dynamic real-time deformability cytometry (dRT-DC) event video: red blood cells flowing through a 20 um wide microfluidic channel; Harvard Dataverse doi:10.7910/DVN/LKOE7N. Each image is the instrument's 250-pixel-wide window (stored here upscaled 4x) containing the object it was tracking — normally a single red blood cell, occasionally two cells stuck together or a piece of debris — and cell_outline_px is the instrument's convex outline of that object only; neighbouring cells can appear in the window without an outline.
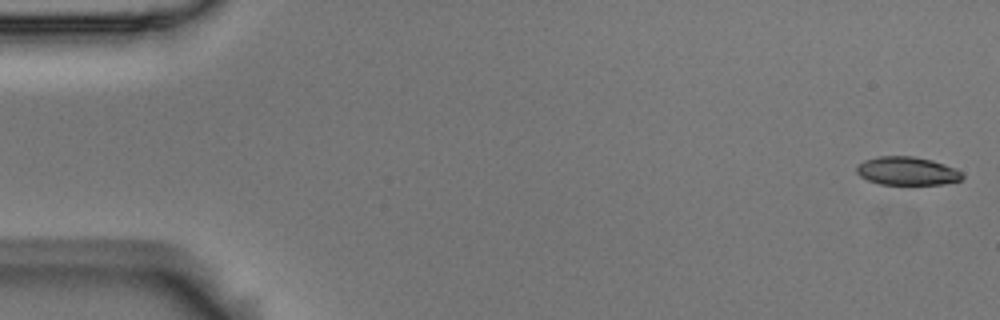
{"species": "Egyptian fruit bat (a non-hibernating species)", "species_latin": "Rousettus aegyptiacus", "temperature_condition": "room temperature", "stored_images_in_passage": 3, "camera_frame_rate_fps": 3000, "um_per_image_px": 0.085, "animal": {"sex": "male"}, "frame": {"image": 1, "passage_image": 1, "time_ms": 0.0, "image_size_px": [1000, 320], "cell_outline_px": [[964, 176], [960, 180], [944, 184], [880, 184], [868, 180], [860, 176], [856, 172], [856, 168], [864, 160], [880, 156], [912, 156], [932, 160], [956, 168]], "centroid_in_image_um": [77.11, 14.53], "position_along_channel_um": 7.9, "area_um2": 17.34}}